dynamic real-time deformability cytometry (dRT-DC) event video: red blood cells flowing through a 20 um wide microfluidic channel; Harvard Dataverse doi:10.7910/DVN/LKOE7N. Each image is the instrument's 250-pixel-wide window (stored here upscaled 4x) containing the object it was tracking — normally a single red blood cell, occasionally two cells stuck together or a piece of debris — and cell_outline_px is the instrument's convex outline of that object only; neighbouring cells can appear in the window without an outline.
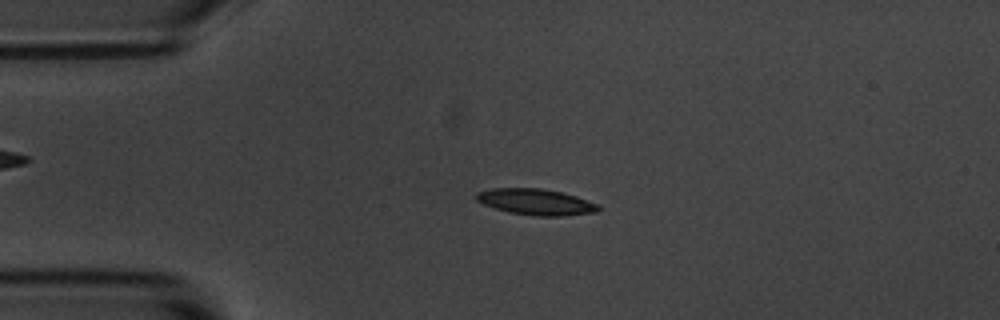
{"species": "common noctule bat (a hibernating species)", "species_latin": "Nyctalus noctula", "temperature_condition": "room temperature", "stored_images_in_passage": 5, "camera_frame_rate_fps": 3000, "um_per_image_px": 0.085, "animal": {"sex": "male", "body_mass_g": 20.1, "forearm_length_mm": 53.5}, "frame": {"image": 1, "passage_image": 3, "time_ms": 2.333, "image_size_px": [1000, 320], "cell_outline_px": [[600, 208], [596, 212], [564, 216], [536, 216], [508, 212], [484, 204], [476, 200], [472, 196], [476, 192], [492, 188], [540, 188], [560, 192], [576, 196], [600, 204]], "centroid_in_image_um": [45.54, 17.16], "position_along_channel_um": 39.5, "area_um2": 18.67}}